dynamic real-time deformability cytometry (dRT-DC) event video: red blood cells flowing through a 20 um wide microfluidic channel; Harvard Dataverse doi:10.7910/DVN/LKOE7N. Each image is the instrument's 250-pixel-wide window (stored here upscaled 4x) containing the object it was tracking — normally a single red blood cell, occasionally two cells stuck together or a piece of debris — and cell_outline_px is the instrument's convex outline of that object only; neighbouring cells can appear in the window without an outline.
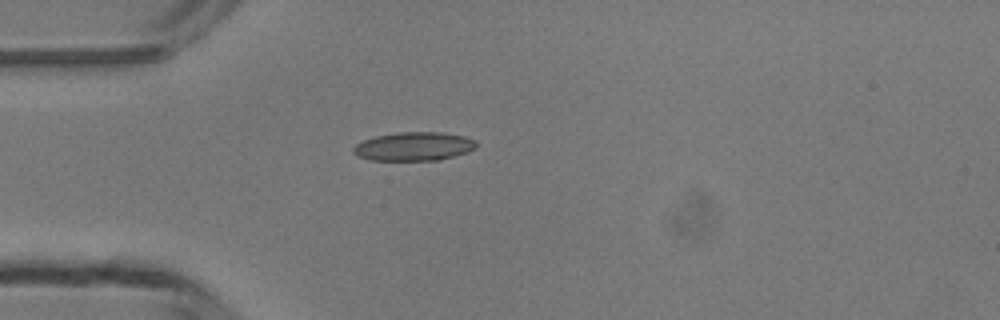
{"species": "common noctule bat (a hibernating species)", "species_latin": "Nyctalus noctula", "temperature_condition": "room temperature", "stored_images_in_passage": 36, "camera_frame_rate_fps": 3000, "um_per_image_px": 0.085, "animal": {"sex": "male", "body_mass_g": 13.3}, "frame": {"image": 1, "passage_image": 1, "time_ms": 0.0, "image_size_px": [1000, 320], "cell_outline_px": [[476, 148], [468, 152], [440, 160], [372, 160], [356, 156], [352, 152], [352, 148], [356, 144], [364, 140], [376, 136], [396, 132], [440, 132], [464, 136], [476, 140]], "centroid_in_image_um": [35.18, 12.44], "position_along_channel_um": 49.8, "area_um2": 20.63}}
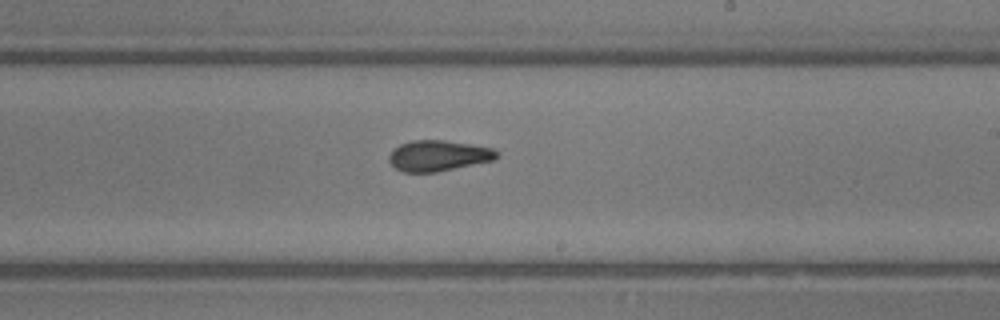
{"frame": {"image": 2, "passage_image": 16, "time_ms": 5.0, "image_size_px": [1000, 320], "cell_outline_px": [[500, 156], [496, 160], [436, 172], [404, 172], [396, 168], [388, 160], [388, 156], [400, 144], [412, 140], [444, 140], [472, 144], [492, 148], [500, 152]], "centroid_in_image_um": [37.32, 13.23], "position_along_channel_um": 251.7, "area_um2": 19.42}}
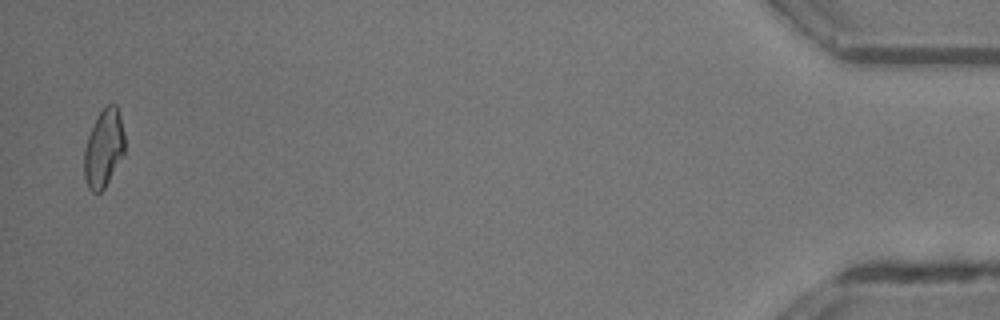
{"frame": {"image": 3, "passage_image": 35, "time_ms": 11.333, "image_size_px": [1000, 320], "cell_outline_px": [[124, 156], [104, 188], [100, 192], [92, 192], [88, 188], [84, 176], [84, 148], [88, 136], [100, 112], [108, 104], [116, 104], [120, 116], [124, 132]], "centroid_in_image_um": [8.82, 12.64], "position_along_channel_um": 426.4, "area_um2": 18.32}, "authors_computed_cell_mechanics": {"area_um2": 19.4208, "velocity_mm_per_s": 4.2513, "shape_relaxation_time_tau1_ms": 6.7677, "shape_relaxation_time_tau2_ms": 2.0113, "deformation_change_tau1": 0.1279, "deformation_change_tau2": 0.0738}}